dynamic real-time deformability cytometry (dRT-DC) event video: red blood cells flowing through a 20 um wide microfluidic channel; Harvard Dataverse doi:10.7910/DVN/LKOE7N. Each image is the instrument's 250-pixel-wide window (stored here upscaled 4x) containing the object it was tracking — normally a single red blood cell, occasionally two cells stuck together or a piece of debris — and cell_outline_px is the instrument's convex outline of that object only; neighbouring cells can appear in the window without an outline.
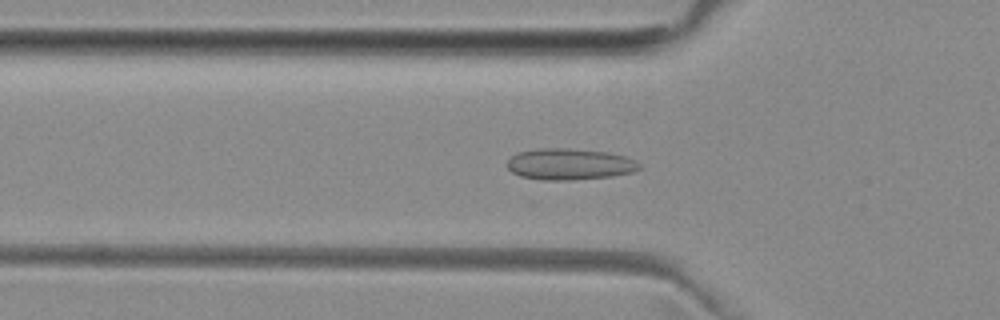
{"species": "common noctule bat (a hibernating species)", "species_latin": "Nyctalus noctula", "temperature_condition": "room temperature", "stored_images_in_passage": 51, "camera_frame_rate_fps": 3000, "um_per_image_px": 0.085, "animal": {"sex": "female", "body_mass_g": 29.2, "forearm_length_mm": 56.3}, "frame": {"image": 1, "passage_image": 16, "time_ms": 5.0, "image_size_px": [1000, 320], "cell_outline_px": [[640, 168], [632, 172], [612, 176], [572, 180], [540, 180], [520, 176], [512, 172], [508, 168], [508, 160], [516, 152], [540, 148], [568, 148], [608, 152], [624, 156], [636, 160], [640, 164]], "centroid_in_image_um": [48.4, 13.95], "position_along_channel_um": 77.4, "area_um2": 24.22}}
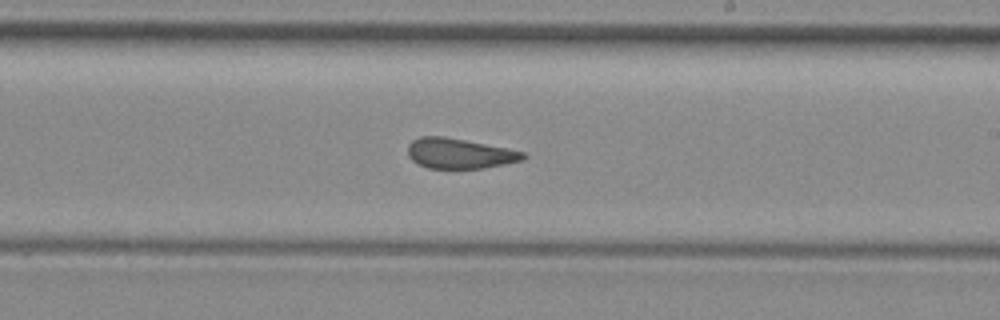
{"frame": {"image": 2, "passage_image": 29, "time_ms": 9.333, "image_size_px": [1000, 320], "cell_outline_px": [[528, 156], [524, 160], [484, 168], [428, 168], [412, 160], [408, 156], [408, 144], [412, 140], [420, 136], [444, 136], [508, 148], [524, 152]], "centroid_in_image_um": [39.07, 13.03], "position_along_channel_um": 249.9, "area_um2": 20.35}}
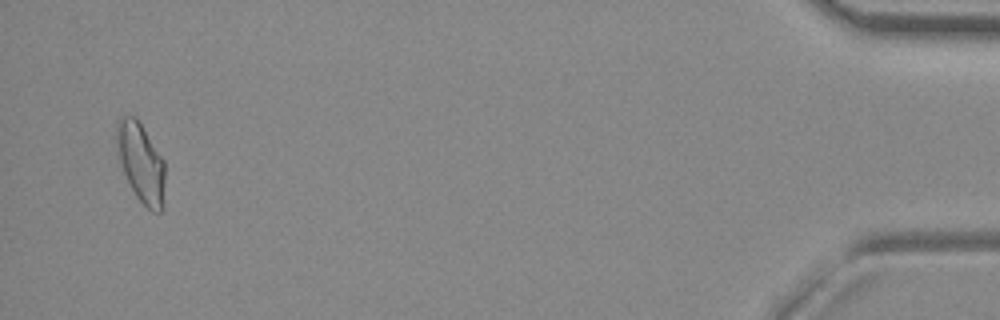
{"frame": {"image": 3, "passage_image": 49, "time_ms": 16.0, "image_size_px": [1000, 320], "cell_outline_px": [[164, 208], [160, 212], [152, 212], [136, 196], [124, 172], [120, 160], [116, 140], [116, 124], [120, 116], [136, 116], [164, 160]], "centroid_in_image_um": [12.0, 13.82], "position_along_channel_um": 423.2, "area_um2": 22.2}, "authors_computed_cell_mechanics": {"area_um2": 21.5594, "velocity_mm_per_s": 3.9747, "shape_relaxation_time_tau1_ms": null, "shape_relaxation_time_tau2_ms": 1.8716, "deformation_change_tau1": null, "deformation_change_tau2": 0.0732}}